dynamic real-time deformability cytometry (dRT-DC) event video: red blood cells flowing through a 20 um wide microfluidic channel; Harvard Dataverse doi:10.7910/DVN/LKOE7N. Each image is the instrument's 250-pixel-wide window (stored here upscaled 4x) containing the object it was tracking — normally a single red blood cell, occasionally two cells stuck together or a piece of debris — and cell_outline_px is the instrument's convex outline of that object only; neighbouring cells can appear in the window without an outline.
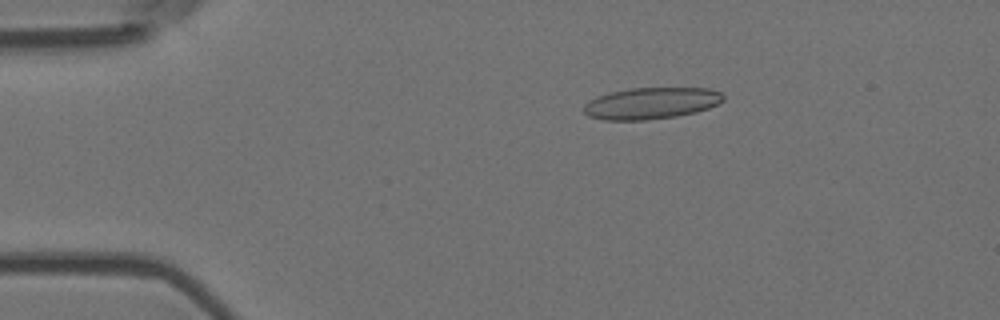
{"species": "Egyptian fruit bat (a non-hibernating species)", "species_latin": "Rousettus aegyptiacus", "temperature_condition": "room temperature", "stored_images_in_passage": 55, "camera_frame_rate_fps": 3000, "um_per_image_px": 0.085, "animal": {"sex": "female"}, "frame": {"image": 1, "passage_image": 10, "time_ms": 3.0, "image_size_px": [1000, 320], "cell_outline_px": [[724, 100], [708, 108], [696, 112], [676, 116], [648, 120], [604, 120], [588, 116], [584, 112], [584, 104], [588, 100], [596, 96], [608, 92], [632, 88], [712, 88], [720, 92], [724, 96]], "centroid_in_image_um": [55.32, 8.77], "position_along_channel_um": 29.7, "area_um2": 25.84}}
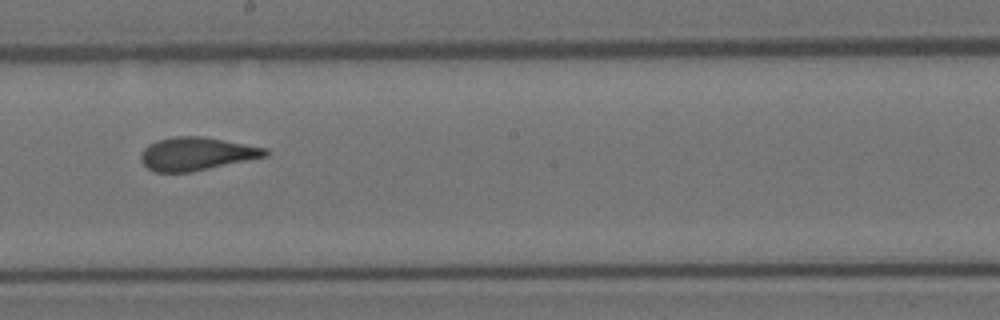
{"frame": {"image": 2, "passage_image": 31, "time_ms": 10.0, "image_size_px": [1000, 320], "cell_outline_px": [[268, 156], [192, 172], [156, 172], [148, 168], [140, 160], [140, 156], [144, 148], [148, 144], [156, 140], [176, 136], [200, 136], [224, 140], [268, 148]], "centroid_in_image_um": [16.7, 13.07], "position_along_channel_um": 231.5, "area_um2": 24.04}}
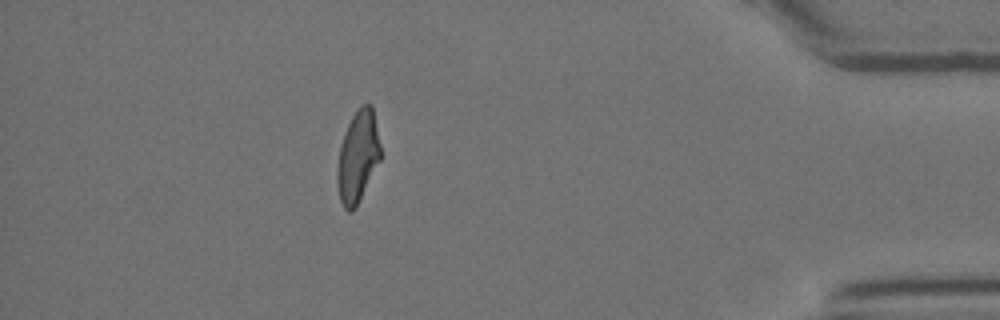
{"frame": {"image": 3, "passage_image": 49, "time_ms": 16.0, "image_size_px": [1000, 320], "cell_outline_px": [[380, 160], [356, 208], [352, 212], [348, 212], [344, 208], [340, 200], [336, 184], [336, 172], [340, 144], [344, 132], [352, 116], [360, 104], [372, 104], [380, 144]], "centroid_in_image_um": [30.39, 13.33], "position_along_channel_um": 404.8, "area_um2": 23.35}, "authors_computed_cell_mechanics": {"area_um2": 24.565, "velocity_mm_per_s": 3.6642, "shape_relaxation_time_tau1_ms": null, "shape_relaxation_time_tau2_ms": 1.1613, "deformation_change_tau1": null, "deformation_change_tau2": 0.0886}}